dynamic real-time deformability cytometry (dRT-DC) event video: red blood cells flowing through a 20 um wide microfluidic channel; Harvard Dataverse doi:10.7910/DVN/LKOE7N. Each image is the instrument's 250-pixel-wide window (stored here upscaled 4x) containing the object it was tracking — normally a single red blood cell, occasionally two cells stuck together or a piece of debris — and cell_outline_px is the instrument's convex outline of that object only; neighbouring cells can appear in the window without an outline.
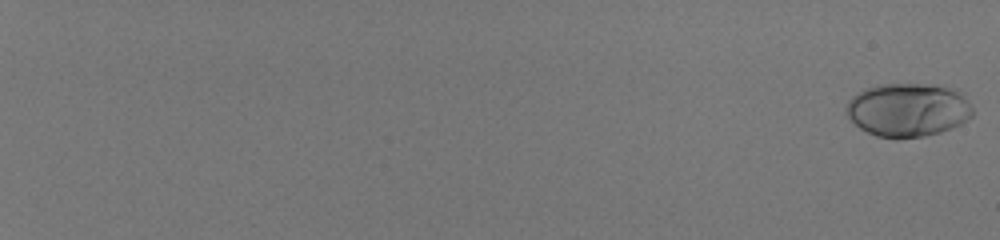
{"species": "human", "species_latin": "Homo sapiens", "temperature_condition": "room temperature", "stored_images_in_passage": 58, "camera_frame_rate_fps": 3000, "um_per_image_px": 0.085, "donor": {"sex": "male"}, "frame": {"image": 1, "passage_image": 1, "time_ms": 0.0, "image_size_px": [1000, 240], "cell_outline_px": [[972, 116], [960, 124], [952, 128], [940, 132], [924, 136], [896, 140], [876, 136], [860, 128], [844, 112], [848, 100], [852, 96], [864, 88], [880, 84], [932, 84], [948, 88], [956, 92], [972, 108]], "centroid_in_image_um": [77.1, 9.36], "position_along_channel_um": 7.9, "area_um2": 39.36}}
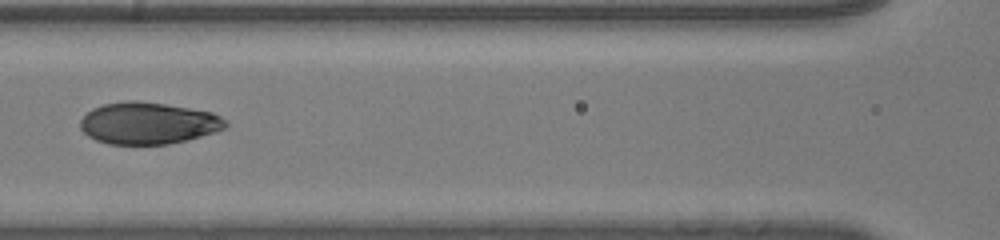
{"frame": {"image": 2, "passage_image": 34, "time_ms": 11.0, "image_size_px": [1000, 240], "cell_outline_px": [[228, 124], [224, 128], [216, 132], [168, 144], [108, 144], [96, 140], [88, 136], [80, 128], [80, 120], [92, 108], [104, 104], [128, 100], [136, 100], [164, 104], [212, 112], [228, 120]], "centroid_in_image_um": [12.59, 10.47], "position_along_channel_um": 154.0, "area_um2": 35.32}}
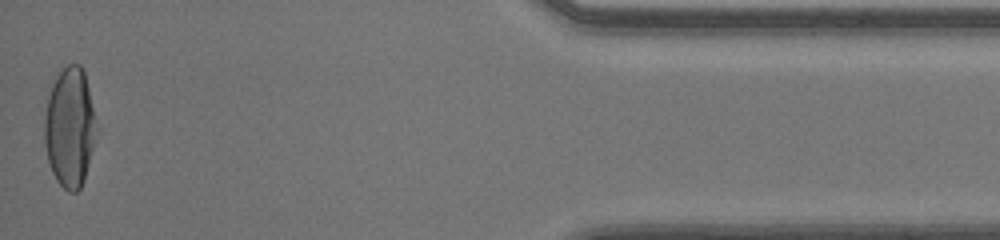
{"frame": {"image": 3, "passage_image": 58, "time_ms": 19.0, "image_size_px": [1000, 240], "cell_outline_px": [[100, 128], [84, 180], [80, 188], [76, 192], [68, 192], [56, 180], [52, 172], [48, 160], [44, 140], [44, 120], [48, 96], [56, 76], [68, 64], [80, 64], [84, 72]], "centroid_in_image_um": [5.97, 10.84], "position_along_channel_um": 429.2, "area_um2": 36.82}, "authors_computed_cell_mechanics": {"area_um2": 36.2984, "velocity_mm_per_s": 4.088, "shape_relaxation_time_tau1_ms": 5.3323, "shape_relaxation_time_tau2_ms": null, "deformation_change_tau1": 0.2245, "deformation_change_tau2": null}}